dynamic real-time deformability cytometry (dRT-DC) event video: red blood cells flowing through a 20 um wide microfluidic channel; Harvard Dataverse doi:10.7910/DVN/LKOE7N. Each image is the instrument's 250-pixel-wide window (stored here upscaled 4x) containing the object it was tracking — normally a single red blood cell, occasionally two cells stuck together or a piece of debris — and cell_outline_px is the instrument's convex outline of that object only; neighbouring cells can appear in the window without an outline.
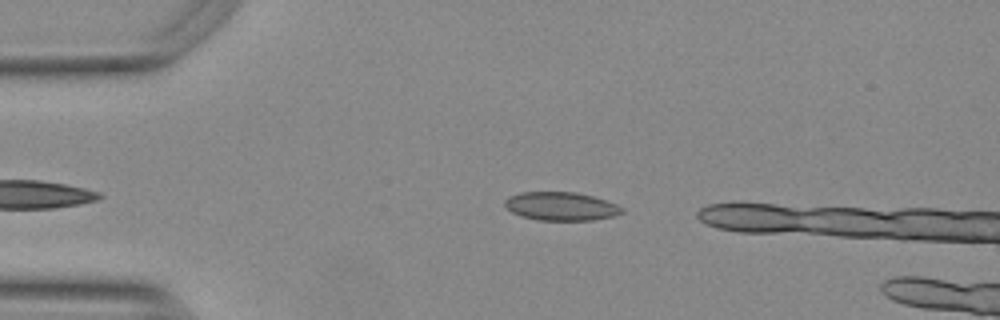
{"species": "Egyptian fruit bat (a non-hibernating species)", "species_latin": "Rousettus aegyptiacus", "temperature_condition": "warm", "stored_images_in_passage": 7, "camera_frame_rate_fps": 3000, "um_per_image_px": 0.085, "animal": {"sex": "female"}, "frame": {"image": 1, "passage_image": 3, "time_ms": 0.667, "image_size_px": [1000, 320], "cell_outline_px": [[624, 212], [616, 216], [592, 220], [536, 220], [520, 216], [512, 212], [504, 204], [504, 200], [508, 196], [520, 192], [576, 192], [592, 196], [616, 204], [624, 208]], "centroid_in_image_um": [47.68, 17.54], "position_along_channel_um": 37.3, "area_um2": 19.54}}